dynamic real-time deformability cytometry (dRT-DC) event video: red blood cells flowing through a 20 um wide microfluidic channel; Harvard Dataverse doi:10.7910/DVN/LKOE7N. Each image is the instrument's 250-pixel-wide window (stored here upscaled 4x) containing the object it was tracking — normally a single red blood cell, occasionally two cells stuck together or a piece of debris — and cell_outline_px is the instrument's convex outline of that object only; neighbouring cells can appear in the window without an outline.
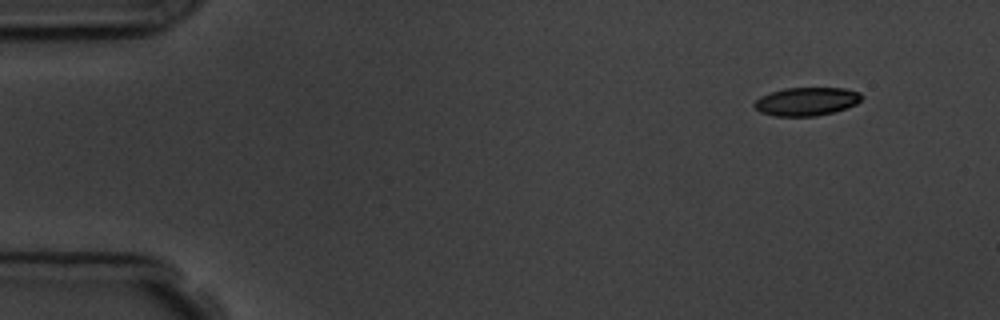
{"species": "common noctule bat (a hibernating species)", "species_latin": "Nyctalus noctula", "temperature_condition": "room temperature", "stored_images_in_passage": 4, "camera_frame_rate_fps": 3000, "um_per_image_px": 0.085, "animal": {"sex": "male", "body_mass_g": 19.5, "forearm_length_mm": 54.6}, "frame": {"image": 1, "passage_image": 1, "time_ms": 0.0, "image_size_px": [1000, 320], "cell_outline_px": [[864, 96], [856, 104], [832, 112], [816, 116], [776, 116], [760, 112], [752, 104], [760, 96], [784, 88], [844, 88], [860, 92]], "centroid_in_image_um": [68.55, 8.62], "position_along_channel_um": 16.5, "area_um2": 17.63}}
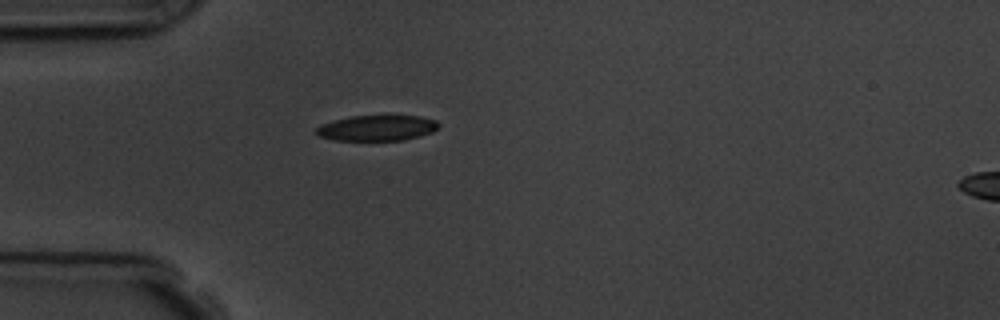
{"frame": {"image": 2, "passage_image": 4, "time_ms": 3.667, "image_size_px": [1000, 320], "cell_outline_px": [[440, 124], [432, 132], [420, 136], [404, 140], [332, 140], [316, 136], [316, 128], [324, 124], [336, 120], [352, 116], [420, 116], [436, 120]], "centroid_in_image_um": [32.05, 10.89], "position_along_channel_um": 52.9, "area_um2": 18.09}}